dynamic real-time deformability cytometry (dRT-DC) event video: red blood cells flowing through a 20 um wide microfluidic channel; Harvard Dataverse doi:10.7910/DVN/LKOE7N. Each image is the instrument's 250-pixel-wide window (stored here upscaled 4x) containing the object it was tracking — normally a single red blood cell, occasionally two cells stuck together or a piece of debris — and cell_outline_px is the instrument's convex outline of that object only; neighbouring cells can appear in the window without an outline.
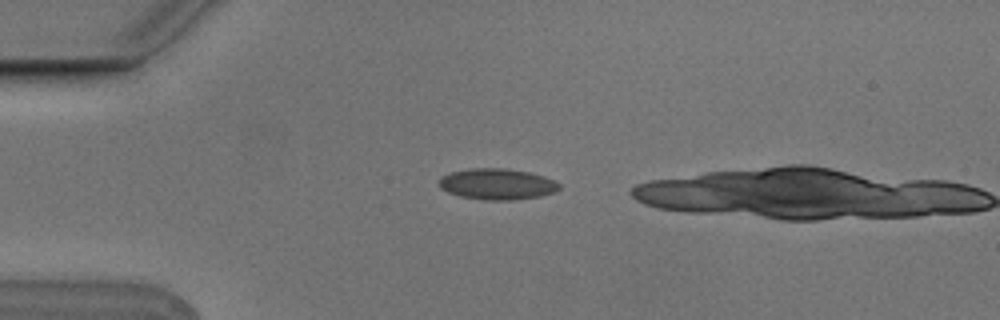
{"species": "Egyptian fruit bat (a non-hibernating species)", "species_latin": "Rousettus aegyptiacus", "temperature_condition": "cold", "stored_images_in_passage": 2, "camera_frame_rate_fps": 3000, "um_per_image_px": 0.085, "animal": {"sex": "male"}, "frame": {"image": 1, "passage_image": 1, "time_ms": 0.0, "image_size_px": [1000, 320], "cell_outline_px": [[560, 188], [556, 192], [540, 196], [512, 200], [484, 200], [460, 196], [448, 192], [440, 188], [440, 176], [452, 172], [468, 168], [508, 168], [528, 172], [544, 176], [560, 184]], "centroid_in_image_um": [42.26, 15.64], "position_along_channel_um": 42.7, "area_um2": 21.79}}